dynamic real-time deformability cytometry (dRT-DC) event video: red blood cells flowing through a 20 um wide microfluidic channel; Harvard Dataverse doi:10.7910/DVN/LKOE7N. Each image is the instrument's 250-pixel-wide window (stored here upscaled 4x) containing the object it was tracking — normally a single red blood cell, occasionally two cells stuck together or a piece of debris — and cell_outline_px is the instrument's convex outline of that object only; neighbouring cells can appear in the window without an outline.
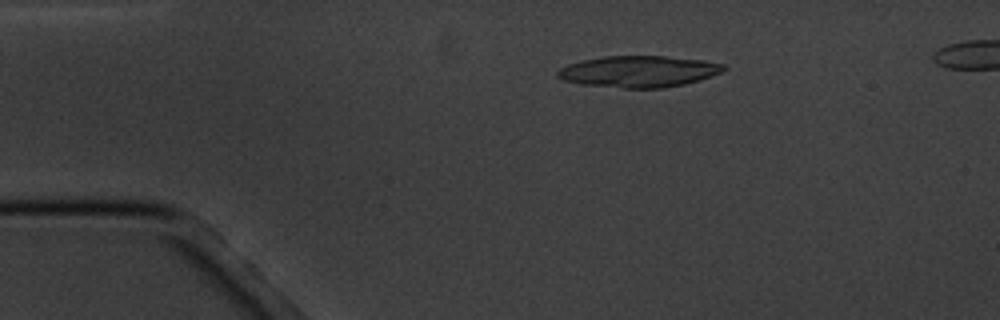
{"species": "common noctule bat (a hibernating species)", "species_latin": "Nyctalus noctula", "temperature_condition": "cold", "stored_images_in_passage": 8, "camera_frame_rate_fps": 3000, "um_per_image_px": 0.085, "animal": {"sex": "male", "body_mass_g": 20.1, "forearm_length_mm": 53.5}, "frame": {"image": 1, "passage_image": 3, "time_ms": 2.0, "image_size_px": [1000, 320], "cell_outline_px": [[728, 68], [712, 76], [700, 80], [684, 84], [664, 88], [624, 88], [580, 84], [564, 80], [556, 76], [556, 72], [560, 68], [568, 64], [580, 60], [600, 56], [668, 56], [704, 60], [724, 64]], "centroid_in_image_um": [54.29, 6.07], "position_along_channel_um": 30.7, "area_um2": 30.69}}